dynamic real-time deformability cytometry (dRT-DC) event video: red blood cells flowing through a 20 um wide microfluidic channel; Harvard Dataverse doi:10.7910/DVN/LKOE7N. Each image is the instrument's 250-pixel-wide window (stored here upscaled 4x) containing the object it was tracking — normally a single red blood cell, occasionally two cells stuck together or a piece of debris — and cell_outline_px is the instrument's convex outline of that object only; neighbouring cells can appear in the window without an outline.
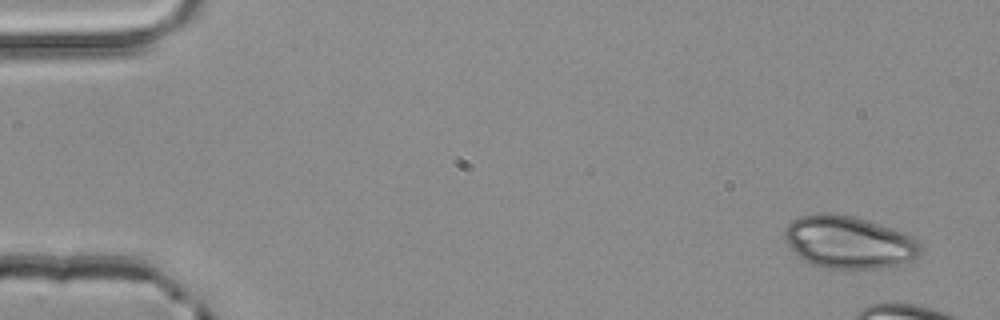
{"species": "common noctule bat (a hibernating species)", "species_latin": "Nyctalus noctula", "temperature_condition": "room temperature", "stored_images_in_passage": 3, "camera_frame_rate_fps": 3000, "um_per_image_px": 0.085, "animal": {"sex": "male", "body_mass_g": 20.4}, "frame": {"image": 1, "passage_image": 1, "time_ms": 0.0, "image_size_px": [1000, 320], "cell_outline_px": [[920, 252], [912, 260], [900, 264], [880, 268], [824, 268], [812, 264], [804, 260], [788, 244], [784, 236], [784, 228], [792, 220], [800, 216], [820, 212], [828, 212], [852, 216], [868, 220], [904, 232], [916, 240], [920, 244]], "centroid_in_image_um": [72.13, 20.57], "position_along_channel_um": 12.9, "area_um2": 41.38}}